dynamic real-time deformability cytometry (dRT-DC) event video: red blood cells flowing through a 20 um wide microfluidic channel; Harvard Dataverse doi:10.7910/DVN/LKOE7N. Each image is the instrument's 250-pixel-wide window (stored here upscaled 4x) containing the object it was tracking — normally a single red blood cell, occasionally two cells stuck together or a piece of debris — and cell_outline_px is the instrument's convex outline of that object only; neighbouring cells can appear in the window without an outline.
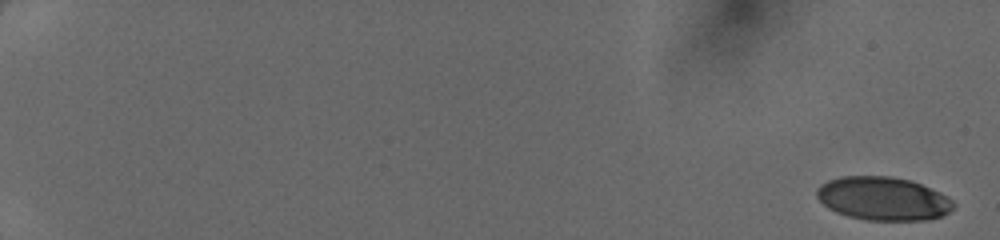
{"species": "human", "species_latin": "Homo sapiens", "temperature_condition": "cold", "stored_images_in_passage": 50, "camera_frame_rate_fps": 3000, "um_per_image_px": 0.085, "donor": {"sex": "female"}, "frame": {"image": 1, "passage_image": 1, "time_ms": 0.0, "image_size_px": [1000, 240], "cell_outline_px": [[956, 204], [948, 212], [940, 216], [924, 220], [868, 220], [848, 216], [836, 212], [828, 208], [816, 196], [816, 188], [820, 184], [828, 180], [840, 176], [892, 176], [908, 180], [920, 184], [940, 192], [948, 196]], "centroid_in_image_um": [75.04, 16.87], "position_along_channel_um": 10.0, "area_um2": 34.56}}
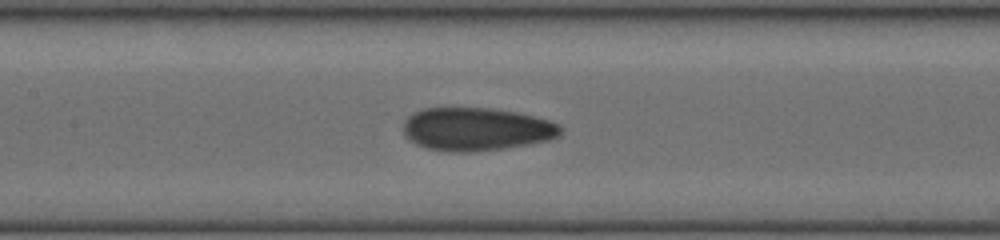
{"frame": {"image": 2, "passage_image": 27, "time_ms": 8.667, "image_size_px": [1000, 240], "cell_outline_px": [[560, 132], [556, 136], [548, 140], [528, 144], [504, 148], [476, 152], [448, 152], [428, 148], [416, 144], [408, 140], [404, 136], [404, 120], [412, 112], [424, 108], [488, 108], [516, 112], [548, 120], [556, 124], [560, 128]], "centroid_in_image_um": [40.41, 10.98], "position_along_channel_um": 167.0, "area_um2": 39.36}}
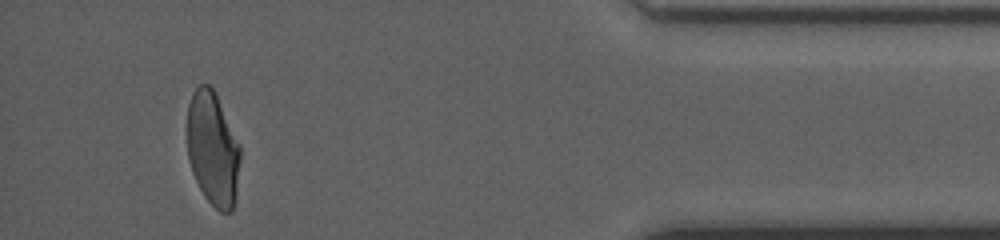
{"frame": {"image": 3, "passage_image": 47, "time_ms": 15.333, "image_size_px": [1000, 240], "cell_outline_px": [[240, 156], [236, 200], [232, 212], [220, 212], [204, 196], [192, 172], [188, 160], [188, 104], [192, 92], [200, 84], [208, 84], [216, 92], [240, 148]], "centroid_in_image_um": [18.09, 12.66], "position_along_channel_um": 417.1, "area_um2": 35.14}}